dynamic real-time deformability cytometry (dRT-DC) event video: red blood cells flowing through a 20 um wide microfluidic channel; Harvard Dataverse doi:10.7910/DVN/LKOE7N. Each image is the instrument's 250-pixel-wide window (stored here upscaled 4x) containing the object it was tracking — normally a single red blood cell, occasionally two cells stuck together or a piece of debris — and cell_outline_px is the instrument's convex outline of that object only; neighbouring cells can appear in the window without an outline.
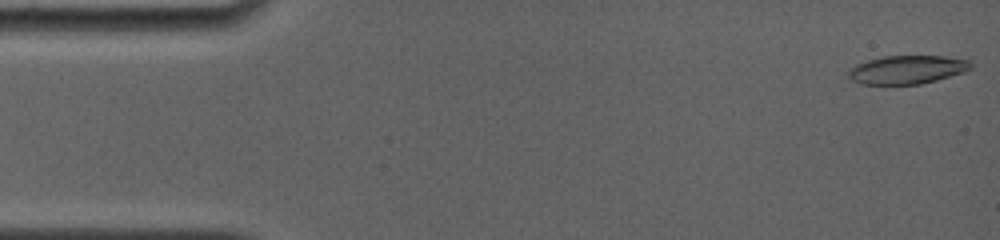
{"species": "common noctule bat (a hibernating species)", "species_latin": "Nyctalus noctula", "temperature_condition": "room temperature", "stored_images_in_passage": 88, "camera_frame_rate_fps": 4000, "um_per_image_px": 0.085, "animal": {"sex": "female", "body_mass_g": 19.0, "forearm_length_mm": 56.7}, "frame": {"image": 1, "passage_image": 1, "time_ms": 0.0, "image_size_px": [1000, 240], "cell_outline_px": [[972, 68], [964, 72], [936, 80], [920, 84], [860, 84], [852, 80], [848, 76], [848, 68], [856, 64], [868, 60], [884, 56], [944, 56], [972, 60]], "centroid_in_image_um": [77.11, 5.91], "position_along_channel_um": 7.9, "area_um2": 20.4}}
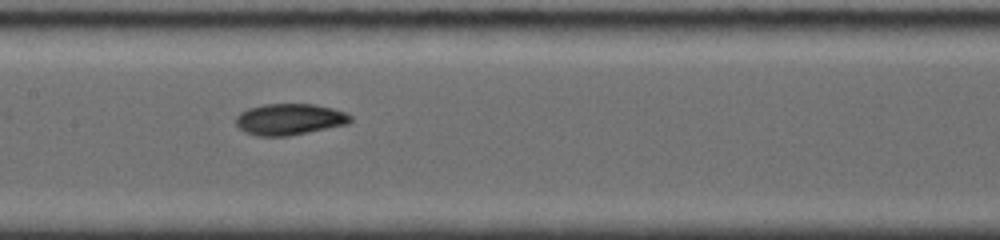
{"frame": {"image": 2, "passage_image": 39, "time_ms": 7.75, "image_size_px": [1000, 240], "cell_outline_px": [[352, 120], [348, 124], [288, 136], [256, 136], [244, 132], [236, 124], [236, 116], [240, 112], [248, 108], [264, 104], [316, 104], [332, 108], [344, 112], [352, 116]], "centroid_in_image_um": [24.6, 10.14], "position_along_channel_um": 182.8, "area_um2": 20.98}}
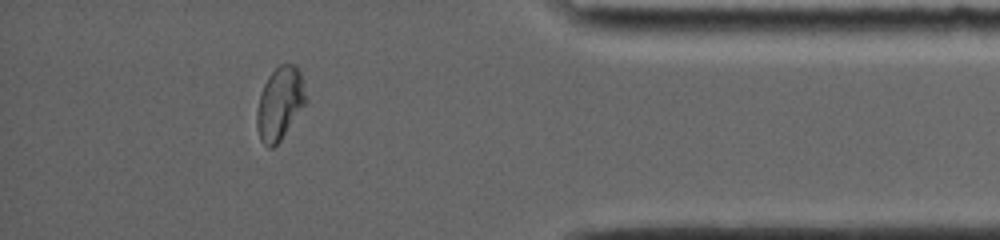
{"frame": {"image": 3, "passage_image": 78, "time_ms": 14.25, "image_size_px": [1000, 240], "cell_outline_px": [[308, 100], [280, 140], [272, 148], [268, 148], [260, 140], [256, 124], [256, 112], [260, 92], [268, 76], [280, 64], [292, 64], [300, 72]], "centroid_in_image_um": [23.77, 8.8], "position_along_channel_um": 411.4, "area_um2": 20.69}, "authors_computed_cell_mechanics": {"area_um2": 20.8658, "velocity_mm_per_s": 3.8277, "shape_relaxation_time_tau1_ms": null, "shape_relaxation_time_tau2_ms": 3.3745, "deformation_change_tau1": null, "deformation_change_tau2": 0.0675}}